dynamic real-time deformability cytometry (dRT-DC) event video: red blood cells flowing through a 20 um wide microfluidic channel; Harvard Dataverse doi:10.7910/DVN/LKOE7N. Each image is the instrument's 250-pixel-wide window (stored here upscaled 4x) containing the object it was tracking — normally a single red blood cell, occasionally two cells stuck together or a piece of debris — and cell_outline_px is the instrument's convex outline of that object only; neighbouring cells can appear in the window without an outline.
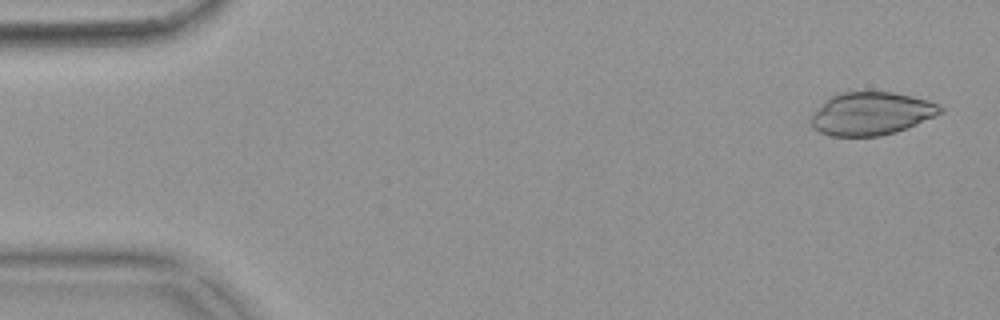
{"species": "common noctule bat (a hibernating species)", "species_latin": "Nyctalus noctula", "temperature_condition": "warm", "stored_images_in_passage": 54, "camera_frame_rate_fps": 3000, "um_per_image_px": 0.085, "animal": {"sex": "female", "body_mass_g": 18.4}, "frame": {"image": 1, "passage_image": 2, "time_ms": 0.333, "image_size_px": [1000, 320], "cell_outline_px": [[944, 112], [916, 124], [896, 132], [880, 136], [832, 136], [820, 132], [812, 128], [812, 116], [832, 96], [840, 92], [892, 92], [912, 96], [928, 100], [940, 104], [944, 108]], "centroid_in_image_um": [74.12, 9.66], "position_along_channel_um": 10.9, "area_um2": 32.02}}